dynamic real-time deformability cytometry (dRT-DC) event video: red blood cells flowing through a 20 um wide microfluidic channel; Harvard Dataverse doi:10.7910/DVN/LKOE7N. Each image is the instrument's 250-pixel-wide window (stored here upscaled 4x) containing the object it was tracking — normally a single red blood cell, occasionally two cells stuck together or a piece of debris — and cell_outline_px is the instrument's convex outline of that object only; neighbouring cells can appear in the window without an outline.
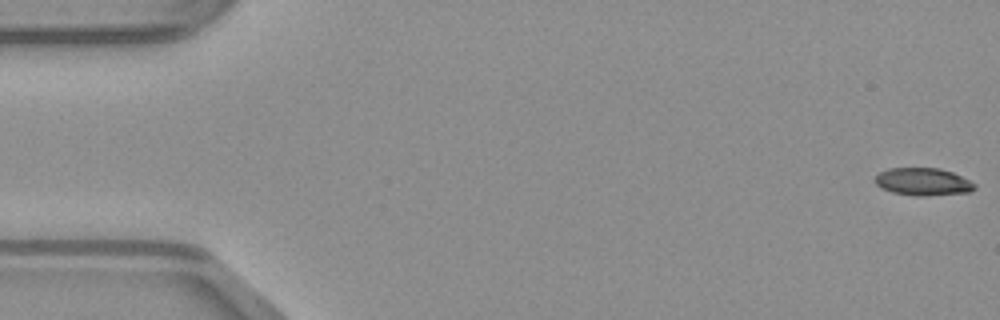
{"species": "common noctule bat (a hibernating species)", "species_latin": "Nyctalus noctula", "temperature_condition": "warm", "stored_images_in_passage": 49, "camera_frame_rate_fps": 3000, "um_per_image_px": 0.085, "animal": {"sex": "male", "body_mass_g": 23.1, "forearm_length_mm": 52.7}, "frame": {"image": 1, "passage_image": 1, "time_ms": 0.0, "image_size_px": [1000, 320], "cell_outline_px": [[976, 188], [968, 192], [928, 196], [916, 196], [892, 192], [880, 188], [872, 180], [880, 172], [888, 168], [940, 168], [952, 172], [976, 184]], "centroid_in_image_um": [78.42, 15.45], "position_along_channel_um": 6.6, "area_um2": 16.07}}
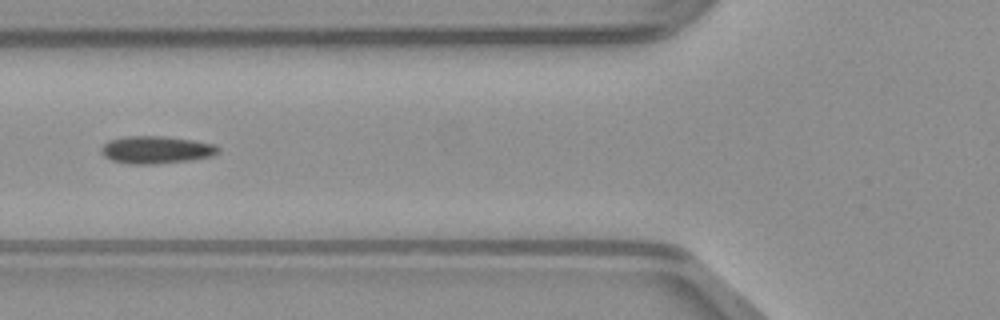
{"frame": {"image": 2, "passage_image": 19, "time_ms": 6.0, "image_size_px": [1000, 320], "cell_outline_px": [[220, 152], [212, 156], [192, 160], [156, 164], [128, 164], [112, 160], [104, 156], [100, 152], [100, 148], [108, 140], [124, 136], [164, 136], [192, 140], [216, 144], [220, 148]], "centroid_in_image_um": [13.28, 12.73], "position_along_channel_um": 112.5, "area_um2": 19.02}}
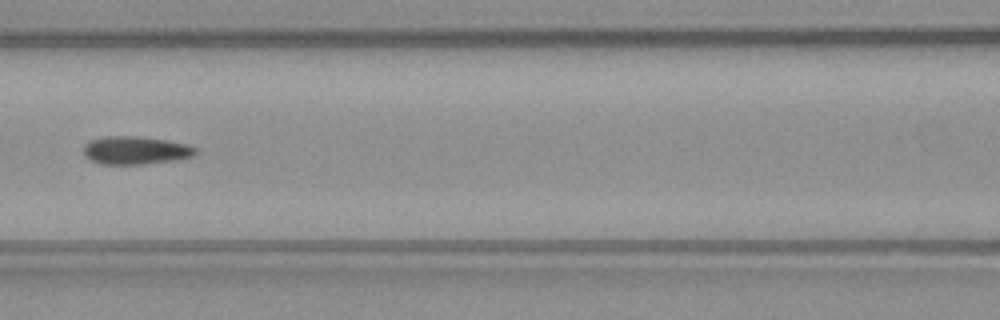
{"frame": {"image": 3, "passage_image": 22, "time_ms": 7.0, "image_size_px": [1000, 320], "cell_outline_px": [[196, 152], [192, 156], [176, 160], [144, 164], [100, 164], [88, 160], [84, 156], [84, 144], [88, 140], [104, 136], [136, 136], [168, 140], [188, 144], [196, 148]], "centroid_in_image_um": [11.48, 12.77], "position_along_channel_um": 155.1, "area_um2": 18.55}}